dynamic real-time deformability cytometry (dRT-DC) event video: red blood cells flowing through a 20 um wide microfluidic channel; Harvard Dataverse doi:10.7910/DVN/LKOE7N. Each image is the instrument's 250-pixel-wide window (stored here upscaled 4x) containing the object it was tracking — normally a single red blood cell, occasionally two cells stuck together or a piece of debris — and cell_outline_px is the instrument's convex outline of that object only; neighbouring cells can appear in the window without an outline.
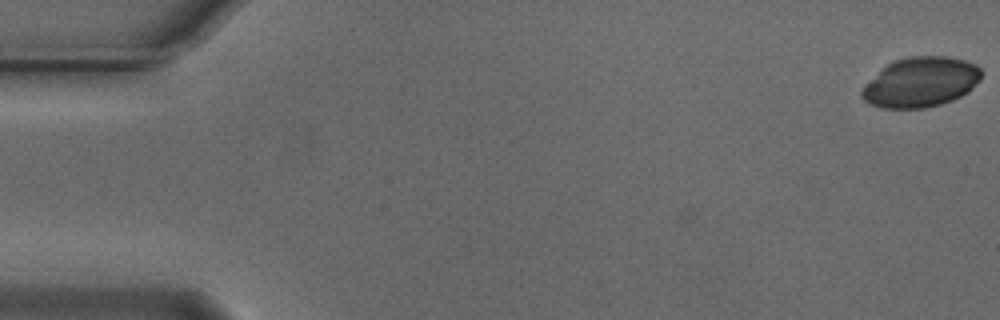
{"species": "Egyptian fruit bat (a non-hibernating species)", "species_latin": "Rousettus aegyptiacus", "temperature_condition": "cold", "stored_images_in_passage": 17, "camera_frame_rate_fps": 3000, "um_per_image_px": 0.085, "animal": {"sex": "male"}, "frame": {"image": 1, "passage_image": 1, "time_ms": 0.0, "image_size_px": [1000, 320], "cell_outline_px": [[980, 80], [968, 92], [952, 100], [940, 104], [924, 108], [880, 108], [864, 100], [860, 96], [860, 92], [888, 64], [896, 60], [908, 56], [948, 56], [964, 60], [976, 64], [980, 68]], "centroid_in_image_um": [78.3, 6.99], "position_along_channel_um": 6.7, "area_um2": 34.28}}